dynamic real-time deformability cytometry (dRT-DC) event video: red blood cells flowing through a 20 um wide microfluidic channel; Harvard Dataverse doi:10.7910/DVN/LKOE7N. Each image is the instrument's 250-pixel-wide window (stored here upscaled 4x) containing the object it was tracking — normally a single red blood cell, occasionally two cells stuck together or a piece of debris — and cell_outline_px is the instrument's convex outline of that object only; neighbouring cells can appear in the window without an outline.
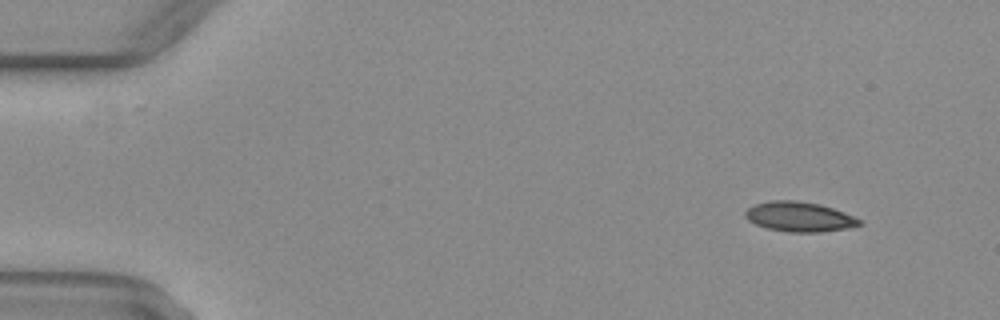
{"species": "common noctule bat (a hibernating species)", "species_latin": "Nyctalus noctula", "temperature_condition": "warm", "stored_images_in_passage": 50, "camera_frame_rate_fps": 3000, "um_per_image_px": 0.085, "animal": {"sex": "female", "body_mass_g": 29.2, "forearm_length_mm": 56.3}, "frame": {"image": 1, "passage_image": 4, "time_ms": 1.0, "image_size_px": [1000, 320], "cell_outline_px": [[864, 224], [848, 228], [820, 232], [788, 232], [768, 228], [756, 224], [748, 220], [744, 216], [744, 212], [752, 204], [768, 200], [796, 200], [820, 204], [844, 212], [864, 220]], "centroid_in_image_um": [67.95, 18.41], "position_along_channel_um": 17.0, "area_um2": 20.11}}
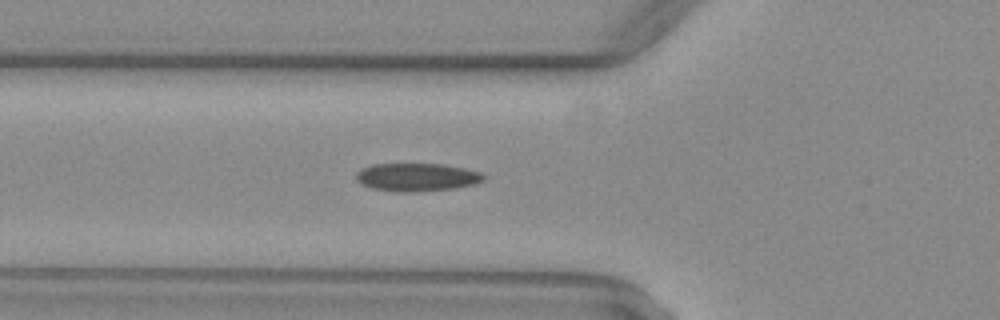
{"frame": {"image": 2, "passage_image": 18, "time_ms": 5.667, "image_size_px": [1000, 320], "cell_outline_px": [[488, 176], [484, 180], [476, 184], [456, 188], [412, 192], [400, 192], [372, 188], [356, 180], [356, 172], [360, 168], [372, 164], [444, 164], [464, 168], [480, 172]], "centroid_in_image_um": [35.46, 15.05], "position_along_channel_um": 90.3, "area_um2": 20.98}}
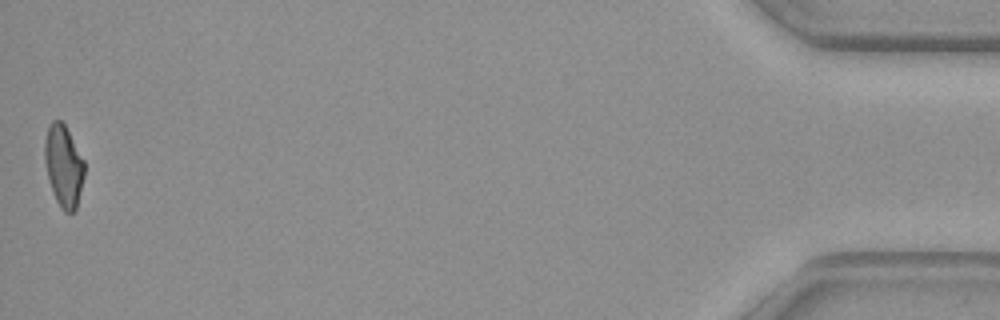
{"frame": {"image": 3, "passage_image": 50, "time_ms": 16.333, "image_size_px": [1000, 320], "cell_outline_px": [[84, 176], [76, 208], [72, 212], [64, 212], [60, 208], [52, 192], [44, 160], [44, 140], [48, 124], [52, 120], [60, 120], [64, 124], [84, 160]], "centroid_in_image_um": [5.38, 14.09], "position_along_channel_um": 429.8, "area_um2": 18.9}, "authors_computed_cell_mechanics": {"area_um2": 20.23, "velocity_mm_per_s": 4.0931, "shape_relaxation_time_tau1_ms": null, "shape_relaxation_time_tau2_ms": 3.6075, "deformation_change_tau1": null, "deformation_change_tau2": 0.1046}}